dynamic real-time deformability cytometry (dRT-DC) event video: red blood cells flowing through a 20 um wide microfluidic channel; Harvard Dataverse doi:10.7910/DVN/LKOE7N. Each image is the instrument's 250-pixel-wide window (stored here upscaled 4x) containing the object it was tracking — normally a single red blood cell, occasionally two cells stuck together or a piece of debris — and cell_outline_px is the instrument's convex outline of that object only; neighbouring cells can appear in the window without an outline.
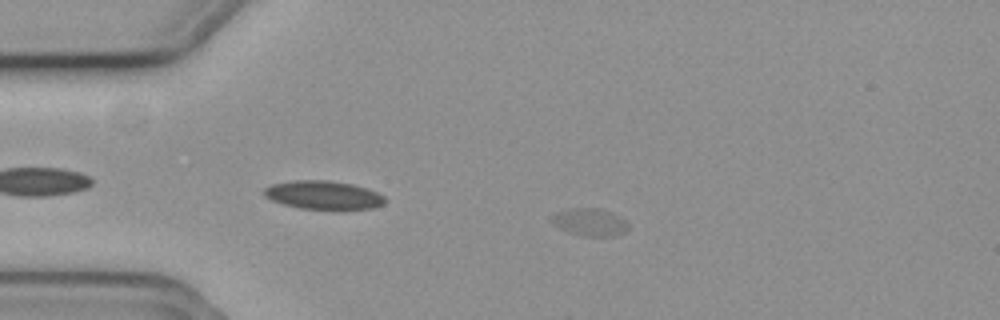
{"species": "common noctule bat (a hibernating species)", "species_latin": "Nyctalus noctula", "temperature_condition": "cold", "stored_images_in_passage": 43, "camera_frame_rate_fps": 3000, "um_per_image_px": 0.085, "animal": {"sex": "female", "body_mass_g": 19.3, "forearm_length_mm": 54.1}, "frame": {"image": 1, "passage_image": 3, "time_ms": 0.667, "image_size_px": [1000, 320], "cell_outline_px": [[628, 228], [624, 232], [616, 236], [580, 236], [568, 232], [560, 228], [548, 216], [556, 212], [592, 208], [616, 216], [624, 220], [628, 224]], "centroid_in_image_um": [50.11, 18.94], "position_along_channel_um": 34.9, "area_um2": 11.62}}
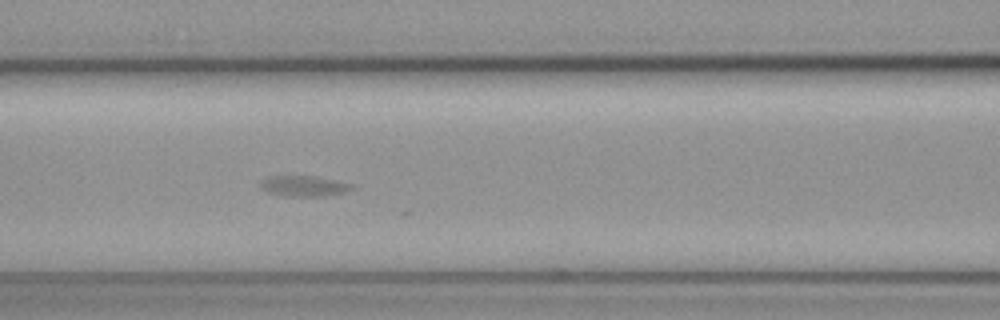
{"frame": {"image": 2, "passage_image": 15, "time_ms": 4.667, "image_size_px": [1000, 320], "cell_outline_px": [[352, 188], [344, 192], [324, 196], [280, 196], [268, 192], [260, 188], [260, 180], [268, 176], [312, 176], [352, 184]], "centroid_in_image_um": [25.73, 15.82], "position_along_channel_um": 140.9, "area_um2": 10.87}}
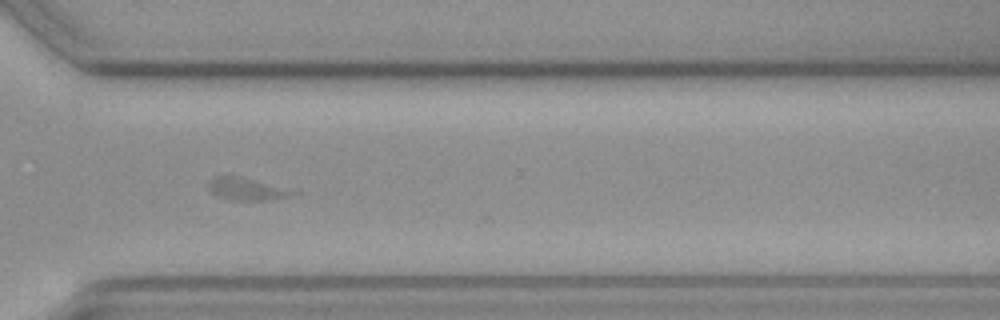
{"frame": {"image": 3, "passage_image": 32, "time_ms": 10.333, "image_size_px": [1000, 320], "cell_outline_px": [[300, 192], [288, 196], [268, 200], [228, 200], [216, 196], [208, 188], [208, 180], [216, 176], [236, 176]], "centroid_in_image_um": [20.88, 16.08], "position_along_channel_um": 349.7, "area_um2": 10.69}}